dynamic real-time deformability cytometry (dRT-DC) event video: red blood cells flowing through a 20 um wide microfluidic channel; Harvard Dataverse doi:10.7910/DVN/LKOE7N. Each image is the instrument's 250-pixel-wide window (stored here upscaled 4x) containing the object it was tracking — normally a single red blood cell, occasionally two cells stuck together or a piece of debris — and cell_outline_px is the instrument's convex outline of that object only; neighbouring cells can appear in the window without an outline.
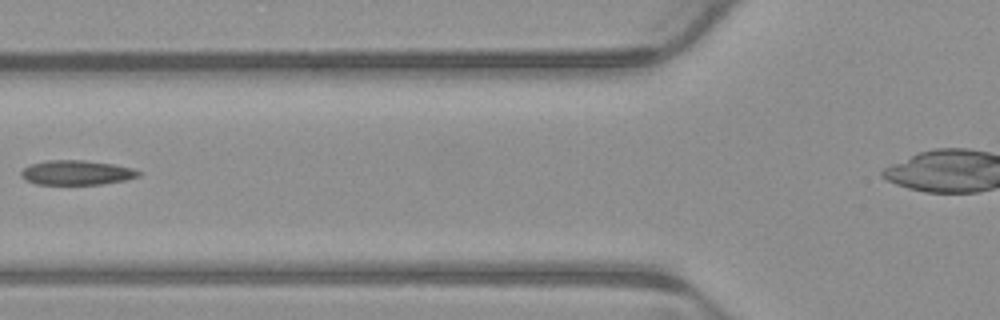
{"species": "common noctule bat (a hibernating species)", "species_latin": "Nyctalus noctula", "temperature_condition": "warm", "stored_images_in_passage": 7, "camera_frame_rate_fps": 3000, "um_per_image_px": 0.085, "animal": {"sex": "male", "body_mass_g": 23.1, "forearm_length_mm": 52.7}, "frame": {"image": 1, "passage_image": 4, "time_ms": 1.0, "image_size_px": [1000, 320], "cell_outline_px": [[140, 176], [128, 180], [100, 184], [36, 184], [20, 176], [20, 172], [24, 168], [32, 164], [44, 160], [84, 160], [112, 164], [132, 168], [140, 172]], "centroid_in_image_um": [6.52, 14.67], "position_along_channel_um": 119.3, "area_um2": 16.76}}
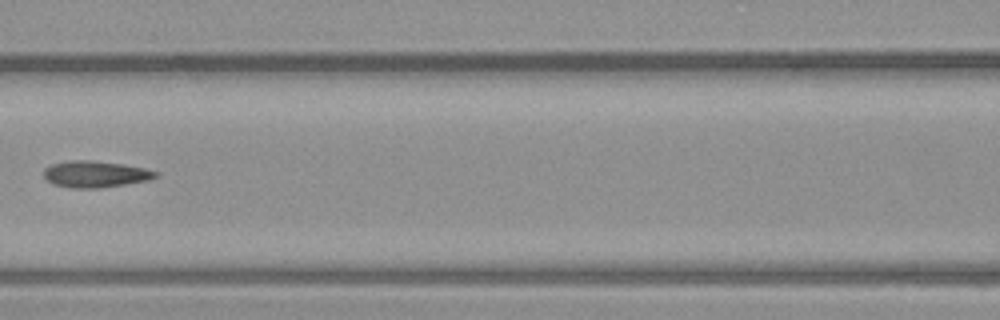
{"frame": {"image": 2, "passage_image": 5, "time_ms": 1.333, "image_size_px": [1000, 320], "cell_outline_px": [[160, 172], [156, 176], [148, 180], [124, 184], [96, 188], [72, 188], [56, 184], [48, 180], [44, 176], [44, 168], [52, 164], [68, 160], [92, 160], [124, 164], [144, 168]], "centroid_in_image_um": [8.11, 14.78], "position_along_channel_um": 158.5, "area_um2": 17.11}}